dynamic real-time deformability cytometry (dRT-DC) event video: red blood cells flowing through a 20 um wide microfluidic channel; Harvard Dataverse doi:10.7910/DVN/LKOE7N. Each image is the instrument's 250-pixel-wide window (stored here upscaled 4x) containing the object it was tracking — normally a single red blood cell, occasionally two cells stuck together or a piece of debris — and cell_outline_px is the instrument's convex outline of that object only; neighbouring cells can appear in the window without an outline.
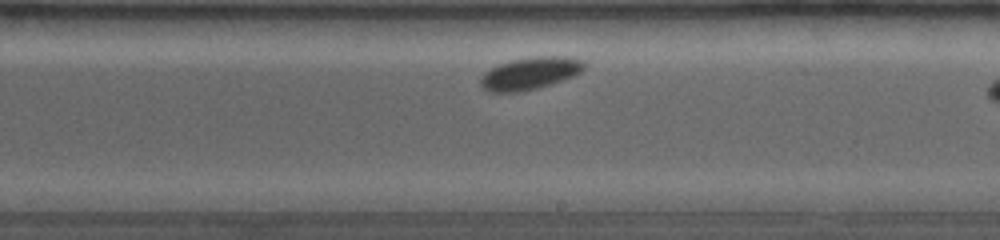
{"species": "common noctule bat (a hibernating species)", "species_latin": "Nyctalus noctula", "temperature_condition": "room temperature", "stored_images_in_passage": 28, "camera_frame_rate_fps": 4000, "um_per_image_px": 0.085, "animal": {"sex": "female", "body_mass_g": 19.0, "forearm_length_mm": 53.3}, "frame": {"image": 1, "passage_image": 25, "time_ms": 5.0, "image_size_px": [1000, 240], "cell_outline_px": [[584, 68], [580, 72], [564, 80], [536, 88], [520, 92], [488, 92], [480, 84], [480, 76], [484, 72], [500, 64], [512, 60], [532, 56], [568, 56], [584, 60]], "centroid_in_image_um": [45.05, 6.23], "position_along_channel_um": 243.9, "area_um2": 19.54}}